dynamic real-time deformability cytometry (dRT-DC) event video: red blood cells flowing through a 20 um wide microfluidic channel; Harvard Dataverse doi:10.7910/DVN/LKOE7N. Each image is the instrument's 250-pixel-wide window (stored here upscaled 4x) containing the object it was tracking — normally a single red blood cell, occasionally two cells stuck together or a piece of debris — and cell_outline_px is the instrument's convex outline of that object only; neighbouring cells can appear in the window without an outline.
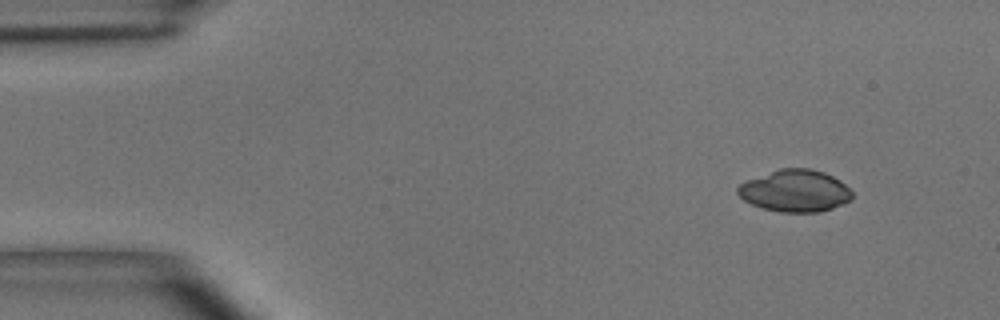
{"species": "common noctule bat (a hibernating species)", "species_latin": "Nyctalus noctula", "temperature_condition": "room temperature", "stored_images_in_passage": 4, "camera_frame_rate_fps": 3000, "um_per_image_px": 0.085, "animal": {"sex": "male", "body_mass_g": 15.6}, "frame": {"image": 1, "passage_image": 1, "time_ms": 0.0, "image_size_px": [1000, 320], "cell_outline_px": [[852, 200], [844, 204], [820, 212], [780, 212], [764, 208], [752, 204], [744, 200], [736, 192], [736, 188], [740, 184], [748, 180], [780, 168], [812, 168], [824, 172], [840, 180], [852, 192]], "centroid_in_image_um": [67.6, 16.22], "position_along_channel_um": 17.4, "area_um2": 27.98}}
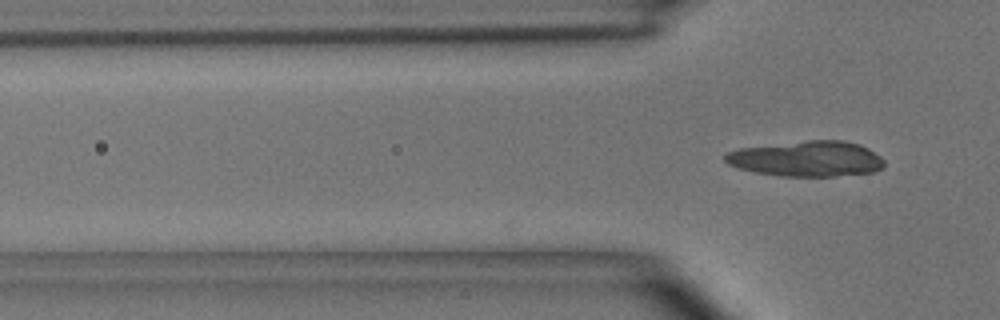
{"frame": {"image": 2, "passage_image": 4, "time_ms": 3.333, "image_size_px": [1000, 320], "cell_outline_px": [[884, 168], [876, 172], [836, 176], [780, 176], [756, 172], [740, 168], [728, 164], [724, 160], [724, 156], [728, 152], [740, 148], [808, 140], [844, 140], [860, 144], [868, 148], [880, 156], [884, 160]], "centroid_in_image_um": [68.63, 13.49], "position_along_channel_um": 57.2, "area_um2": 33.0}}